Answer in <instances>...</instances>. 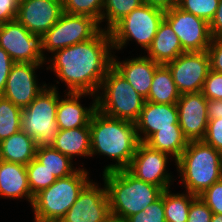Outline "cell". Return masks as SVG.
Returning a JSON list of instances; mask_svg holds the SVG:
<instances>
[{"label":"cell","mask_w":222,"mask_h":222,"mask_svg":"<svg viewBox=\"0 0 222 222\" xmlns=\"http://www.w3.org/2000/svg\"><path fill=\"white\" fill-rule=\"evenodd\" d=\"M0 197L10 199H27L32 205L26 165L1 160L0 163Z\"/></svg>","instance_id":"21"},{"label":"cell","mask_w":222,"mask_h":222,"mask_svg":"<svg viewBox=\"0 0 222 222\" xmlns=\"http://www.w3.org/2000/svg\"><path fill=\"white\" fill-rule=\"evenodd\" d=\"M207 51L211 70L222 73V38H213Z\"/></svg>","instance_id":"39"},{"label":"cell","mask_w":222,"mask_h":222,"mask_svg":"<svg viewBox=\"0 0 222 222\" xmlns=\"http://www.w3.org/2000/svg\"><path fill=\"white\" fill-rule=\"evenodd\" d=\"M169 157H171L169 154L140 142L126 170L137 179L166 190L170 188L173 178L166 169L168 160H172Z\"/></svg>","instance_id":"13"},{"label":"cell","mask_w":222,"mask_h":222,"mask_svg":"<svg viewBox=\"0 0 222 222\" xmlns=\"http://www.w3.org/2000/svg\"><path fill=\"white\" fill-rule=\"evenodd\" d=\"M127 222H166L163 192L161 196L151 205L147 206L143 211L131 215L126 219Z\"/></svg>","instance_id":"34"},{"label":"cell","mask_w":222,"mask_h":222,"mask_svg":"<svg viewBox=\"0 0 222 222\" xmlns=\"http://www.w3.org/2000/svg\"><path fill=\"white\" fill-rule=\"evenodd\" d=\"M172 74L165 64H160L154 73L146 101L156 104H176L180 98Z\"/></svg>","instance_id":"26"},{"label":"cell","mask_w":222,"mask_h":222,"mask_svg":"<svg viewBox=\"0 0 222 222\" xmlns=\"http://www.w3.org/2000/svg\"><path fill=\"white\" fill-rule=\"evenodd\" d=\"M113 45L109 31L101 29L93 38L51 54L48 69L64 82L68 92L97 95L112 67Z\"/></svg>","instance_id":"1"},{"label":"cell","mask_w":222,"mask_h":222,"mask_svg":"<svg viewBox=\"0 0 222 222\" xmlns=\"http://www.w3.org/2000/svg\"><path fill=\"white\" fill-rule=\"evenodd\" d=\"M102 222H127L123 218L116 216L114 214H110L107 218H105Z\"/></svg>","instance_id":"45"},{"label":"cell","mask_w":222,"mask_h":222,"mask_svg":"<svg viewBox=\"0 0 222 222\" xmlns=\"http://www.w3.org/2000/svg\"><path fill=\"white\" fill-rule=\"evenodd\" d=\"M164 16L165 10L147 4L134 9L109 31L113 50H122L134 40L147 51Z\"/></svg>","instance_id":"8"},{"label":"cell","mask_w":222,"mask_h":222,"mask_svg":"<svg viewBox=\"0 0 222 222\" xmlns=\"http://www.w3.org/2000/svg\"><path fill=\"white\" fill-rule=\"evenodd\" d=\"M88 175L87 169L79 167L74 174L57 179L36 194L31 205L34 222H60L83 188L91 181Z\"/></svg>","instance_id":"5"},{"label":"cell","mask_w":222,"mask_h":222,"mask_svg":"<svg viewBox=\"0 0 222 222\" xmlns=\"http://www.w3.org/2000/svg\"><path fill=\"white\" fill-rule=\"evenodd\" d=\"M21 110L0 95V142L21 130Z\"/></svg>","instance_id":"29"},{"label":"cell","mask_w":222,"mask_h":222,"mask_svg":"<svg viewBox=\"0 0 222 222\" xmlns=\"http://www.w3.org/2000/svg\"><path fill=\"white\" fill-rule=\"evenodd\" d=\"M63 14L62 0H24L16 19L32 34L43 36Z\"/></svg>","instance_id":"17"},{"label":"cell","mask_w":222,"mask_h":222,"mask_svg":"<svg viewBox=\"0 0 222 222\" xmlns=\"http://www.w3.org/2000/svg\"><path fill=\"white\" fill-rule=\"evenodd\" d=\"M220 0H178L177 6L207 22L214 18Z\"/></svg>","instance_id":"33"},{"label":"cell","mask_w":222,"mask_h":222,"mask_svg":"<svg viewBox=\"0 0 222 222\" xmlns=\"http://www.w3.org/2000/svg\"><path fill=\"white\" fill-rule=\"evenodd\" d=\"M174 162L181 177L179 183L192 195H201L222 178V153L202 140L189 141Z\"/></svg>","instance_id":"4"},{"label":"cell","mask_w":222,"mask_h":222,"mask_svg":"<svg viewBox=\"0 0 222 222\" xmlns=\"http://www.w3.org/2000/svg\"><path fill=\"white\" fill-rule=\"evenodd\" d=\"M87 15L63 12L60 19L42 36L43 53H53L93 38L103 27Z\"/></svg>","instance_id":"9"},{"label":"cell","mask_w":222,"mask_h":222,"mask_svg":"<svg viewBox=\"0 0 222 222\" xmlns=\"http://www.w3.org/2000/svg\"><path fill=\"white\" fill-rule=\"evenodd\" d=\"M178 122L188 141L202 140L209 122L207 98L201 93H184L178 102Z\"/></svg>","instance_id":"16"},{"label":"cell","mask_w":222,"mask_h":222,"mask_svg":"<svg viewBox=\"0 0 222 222\" xmlns=\"http://www.w3.org/2000/svg\"><path fill=\"white\" fill-rule=\"evenodd\" d=\"M143 4L155 6L163 10L170 9L177 5L178 0H142Z\"/></svg>","instance_id":"44"},{"label":"cell","mask_w":222,"mask_h":222,"mask_svg":"<svg viewBox=\"0 0 222 222\" xmlns=\"http://www.w3.org/2000/svg\"><path fill=\"white\" fill-rule=\"evenodd\" d=\"M0 47L14 63H45L42 36L32 34L17 19L0 24Z\"/></svg>","instance_id":"10"},{"label":"cell","mask_w":222,"mask_h":222,"mask_svg":"<svg viewBox=\"0 0 222 222\" xmlns=\"http://www.w3.org/2000/svg\"><path fill=\"white\" fill-rule=\"evenodd\" d=\"M18 4L14 0H0V24L16 19Z\"/></svg>","instance_id":"41"},{"label":"cell","mask_w":222,"mask_h":222,"mask_svg":"<svg viewBox=\"0 0 222 222\" xmlns=\"http://www.w3.org/2000/svg\"><path fill=\"white\" fill-rule=\"evenodd\" d=\"M208 119L222 118V100L207 99Z\"/></svg>","instance_id":"43"},{"label":"cell","mask_w":222,"mask_h":222,"mask_svg":"<svg viewBox=\"0 0 222 222\" xmlns=\"http://www.w3.org/2000/svg\"><path fill=\"white\" fill-rule=\"evenodd\" d=\"M26 171L28 185L33 197L57 180L52 173L35 158L26 165Z\"/></svg>","instance_id":"31"},{"label":"cell","mask_w":222,"mask_h":222,"mask_svg":"<svg viewBox=\"0 0 222 222\" xmlns=\"http://www.w3.org/2000/svg\"><path fill=\"white\" fill-rule=\"evenodd\" d=\"M113 52L112 66L129 82L145 99L151 89L156 68L160 65L147 56H139L118 61Z\"/></svg>","instance_id":"19"},{"label":"cell","mask_w":222,"mask_h":222,"mask_svg":"<svg viewBox=\"0 0 222 222\" xmlns=\"http://www.w3.org/2000/svg\"><path fill=\"white\" fill-rule=\"evenodd\" d=\"M111 214L106 186L91 180L60 222H102Z\"/></svg>","instance_id":"14"},{"label":"cell","mask_w":222,"mask_h":222,"mask_svg":"<svg viewBox=\"0 0 222 222\" xmlns=\"http://www.w3.org/2000/svg\"><path fill=\"white\" fill-rule=\"evenodd\" d=\"M142 4V0H104L101 22L107 21V28L103 29L110 31L120 20Z\"/></svg>","instance_id":"30"},{"label":"cell","mask_w":222,"mask_h":222,"mask_svg":"<svg viewBox=\"0 0 222 222\" xmlns=\"http://www.w3.org/2000/svg\"><path fill=\"white\" fill-rule=\"evenodd\" d=\"M148 58L159 64H166L176 59L185 51L182 48L180 40L171 25L163 19L158 27L156 35L146 51Z\"/></svg>","instance_id":"22"},{"label":"cell","mask_w":222,"mask_h":222,"mask_svg":"<svg viewBox=\"0 0 222 222\" xmlns=\"http://www.w3.org/2000/svg\"><path fill=\"white\" fill-rule=\"evenodd\" d=\"M57 86H47L21 110V130L34 139L37 146L51 145L58 135L56 122L59 93Z\"/></svg>","instance_id":"7"},{"label":"cell","mask_w":222,"mask_h":222,"mask_svg":"<svg viewBox=\"0 0 222 222\" xmlns=\"http://www.w3.org/2000/svg\"><path fill=\"white\" fill-rule=\"evenodd\" d=\"M91 133V152L104 155L115 164L106 165L103 173L126 169L140 143L134 122L108 117L96 110L89 122Z\"/></svg>","instance_id":"2"},{"label":"cell","mask_w":222,"mask_h":222,"mask_svg":"<svg viewBox=\"0 0 222 222\" xmlns=\"http://www.w3.org/2000/svg\"><path fill=\"white\" fill-rule=\"evenodd\" d=\"M201 93L210 100H222V73L210 69Z\"/></svg>","instance_id":"36"},{"label":"cell","mask_w":222,"mask_h":222,"mask_svg":"<svg viewBox=\"0 0 222 222\" xmlns=\"http://www.w3.org/2000/svg\"><path fill=\"white\" fill-rule=\"evenodd\" d=\"M213 212L222 214V178L198 196Z\"/></svg>","instance_id":"35"},{"label":"cell","mask_w":222,"mask_h":222,"mask_svg":"<svg viewBox=\"0 0 222 222\" xmlns=\"http://www.w3.org/2000/svg\"><path fill=\"white\" fill-rule=\"evenodd\" d=\"M202 141L222 153V118L209 120Z\"/></svg>","instance_id":"37"},{"label":"cell","mask_w":222,"mask_h":222,"mask_svg":"<svg viewBox=\"0 0 222 222\" xmlns=\"http://www.w3.org/2000/svg\"><path fill=\"white\" fill-rule=\"evenodd\" d=\"M37 144L22 130L0 142V158L6 162L28 165L36 156Z\"/></svg>","instance_id":"24"},{"label":"cell","mask_w":222,"mask_h":222,"mask_svg":"<svg viewBox=\"0 0 222 222\" xmlns=\"http://www.w3.org/2000/svg\"><path fill=\"white\" fill-rule=\"evenodd\" d=\"M180 94L199 93L211 69L208 51H189L165 64Z\"/></svg>","instance_id":"11"},{"label":"cell","mask_w":222,"mask_h":222,"mask_svg":"<svg viewBox=\"0 0 222 222\" xmlns=\"http://www.w3.org/2000/svg\"><path fill=\"white\" fill-rule=\"evenodd\" d=\"M63 12L87 15L101 23L104 0H62Z\"/></svg>","instance_id":"32"},{"label":"cell","mask_w":222,"mask_h":222,"mask_svg":"<svg viewBox=\"0 0 222 222\" xmlns=\"http://www.w3.org/2000/svg\"><path fill=\"white\" fill-rule=\"evenodd\" d=\"M164 19L171 25L185 52L208 50L213 39L209 22L177 5L165 10Z\"/></svg>","instance_id":"12"},{"label":"cell","mask_w":222,"mask_h":222,"mask_svg":"<svg viewBox=\"0 0 222 222\" xmlns=\"http://www.w3.org/2000/svg\"><path fill=\"white\" fill-rule=\"evenodd\" d=\"M102 175L110 212L124 220L143 211L164 191L161 187L137 179L126 169L109 171Z\"/></svg>","instance_id":"3"},{"label":"cell","mask_w":222,"mask_h":222,"mask_svg":"<svg viewBox=\"0 0 222 222\" xmlns=\"http://www.w3.org/2000/svg\"><path fill=\"white\" fill-rule=\"evenodd\" d=\"M211 222H222V214H213Z\"/></svg>","instance_id":"46"},{"label":"cell","mask_w":222,"mask_h":222,"mask_svg":"<svg viewBox=\"0 0 222 222\" xmlns=\"http://www.w3.org/2000/svg\"><path fill=\"white\" fill-rule=\"evenodd\" d=\"M213 212L196 196L190 205L187 222H211Z\"/></svg>","instance_id":"38"},{"label":"cell","mask_w":222,"mask_h":222,"mask_svg":"<svg viewBox=\"0 0 222 222\" xmlns=\"http://www.w3.org/2000/svg\"><path fill=\"white\" fill-rule=\"evenodd\" d=\"M35 159L47 168L56 178H64L74 174L78 169L73 166L70 157L49 146H38Z\"/></svg>","instance_id":"27"},{"label":"cell","mask_w":222,"mask_h":222,"mask_svg":"<svg viewBox=\"0 0 222 222\" xmlns=\"http://www.w3.org/2000/svg\"><path fill=\"white\" fill-rule=\"evenodd\" d=\"M51 146L71 159H73L74 156L90 157L91 133L89 125L59 130Z\"/></svg>","instance_id":"23"},{"label":"cell","mask_w":222,"mask_h":222,"mask_svg":"<svg viewBox=\"0 0 222 222\" xmlns=\"http://www.w3.org/2000/svg\"><path fill=\"white\" fill-rule=\"evenodd\" d=\"M145 101V98L112 66L96 95V108L108 117L135 123Z\"/></svg>","instance_id":"6"},{"label":"cell","mask_w":222,"mask_h":222,"mask_svg":"<svg viewBox=\"0 0 222 222\" xmlns=\"http://www.w3.org/2000/svg\"><path fill=\"white\" fill-rule=\"evenodd\" d=\"M18 5L21 4L24 0H14Z\"/></svg>","instance_id":"47"},{"label":"cell","mask_w":222,"mask_h":222,"mask_svg":"<svg viewBox=\"0 0 222 222\" xmlns=\"http://www.w3.org/2000/svg\"><path fill=\"white\" fill-rule=\"evenodd\" d=\"M13 64L14 62L10 55L0 47V95L4 92L7 78Z\"/></svg>","instance_id":"40"},{"label":"cell","mask_w":222,"mask_h":222,"mask_svg":"<svg viewBox=\"0 0 222 222\" xmlns=\"http://www.w3.org/2000/svg\"><path fill=\"white\" fill-rule=\"evenodd\" d=\"M45 63H14L2 96L21 109L26 108L47 87L38 84L35 70ZM41 85V86H40Z\"/></svg>","instance_id":"15"},{"label":"cell","mask_w":222,"mask_h":222,"mask_svg":"<svg viewBox=\"0 0 222 222\" xmlns=\"http://www.w3.org/2000/svg\"><path fill=\"white\" fill-rule=\"evenodd\" d=\"M65 97L60 98L57 106L56 122L59 130H67L89 125L92 114L97 110L96 95L91 93L67 92ZM92 96L93 103L88 107L80 103V98Z\"/></svg>","instance_id":"20"},{"label":"cell","mask_w":222,"mask_h":222,"mask_svg":"<svg viewBox=\"0 0 222 222\" xmlns=\"http://www.w3.org/2000/svg\"><path fill=\"white\" fill-rule=\"evenodd\" d=\"M209 25L212 38H222V0L219 1L215 16Z\"/></svg>","instance_id":"42"},{"label":"cell","mask_w":222,"mask_h":222,"mask_svg":"<svg viewBox=\"0 0 222 222\" xmlns=\"http://www.w3.org/2000/svg\"><path fill=\"white\" fill-rule=\"evenodd\" d=\"M185 192L174 194L170 189L163 191L166 222H187L191 202L196 196Z\"/></svg>","instance_id":"28"},{"label":"cell","mask_w":222,"mask_h":222,"mask_svg":"<svg viewBox=\"0 0 222 222\" xmlns=\"http://www.w3.org/2000/svg\"><path fill=\"white\" fill-rule=\"evenodd\" d=\"M188 142L180 125L173 124V128L156 131L144 143L152 149L169 154L176 161L187 147Z\"/></svg>","instance_id":"25"},{"label":"cell","mask_w":222,"mask_h":222,"mask_svg":"<svg viewBox=\"0 0 222 222\" xmlns=\"http://www.w3.org/2000/svg\"><path fill=\"white\" fill-rule=\"evenodd\" d=\"M135 124L139 141L145 142L156 131L173 128V124H179L177 104H156L145 101Z\"/></svg>","instance_id":"18"}]
</instances>
